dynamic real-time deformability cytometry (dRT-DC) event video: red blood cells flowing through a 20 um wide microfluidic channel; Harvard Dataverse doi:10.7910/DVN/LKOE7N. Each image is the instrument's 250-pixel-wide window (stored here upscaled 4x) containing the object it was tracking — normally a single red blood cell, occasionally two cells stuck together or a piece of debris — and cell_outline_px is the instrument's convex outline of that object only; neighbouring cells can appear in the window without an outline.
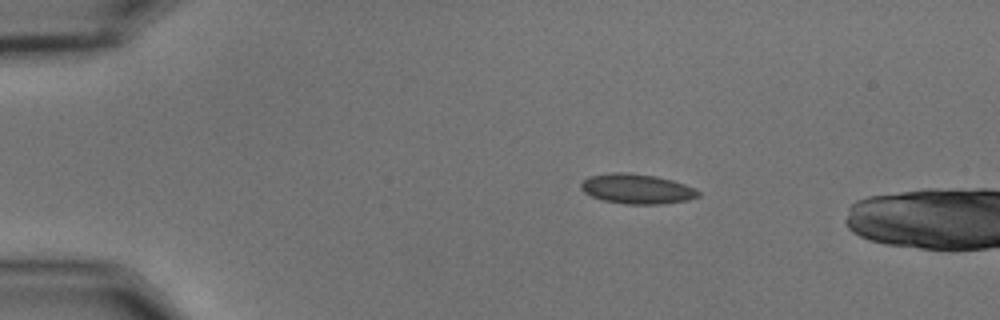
{"species": "common noctule bat (a hibernating species)", "species_latin": "Nyctalus noctula", "temperature_condition": "cold", "stored_images_in_passage": 6, "camera_frame_rate_fps": 3000, "um_per_image_px": 0.085, "animal": {"sex": "male", "body_mass_g": 15.6}, "frame": {"image": 1, "passage_image": 1, "time_ms": 0.0, "image_size_px": [1000, 320], "cell_outline_px": [[700, 196], [688, 200], [660, 204], [624, 204], [604, 200], [592, 196], [584, 192], [580, 188], [580, 184], [588, 176], [612, 172], [628, 172], [656, 176], [672, 180], [696, 188], [700, 192]], "centroid_in_image_um": [54.14, 16.05], "position_along_channel_um": 30.9, "area_um2": 20.52}}